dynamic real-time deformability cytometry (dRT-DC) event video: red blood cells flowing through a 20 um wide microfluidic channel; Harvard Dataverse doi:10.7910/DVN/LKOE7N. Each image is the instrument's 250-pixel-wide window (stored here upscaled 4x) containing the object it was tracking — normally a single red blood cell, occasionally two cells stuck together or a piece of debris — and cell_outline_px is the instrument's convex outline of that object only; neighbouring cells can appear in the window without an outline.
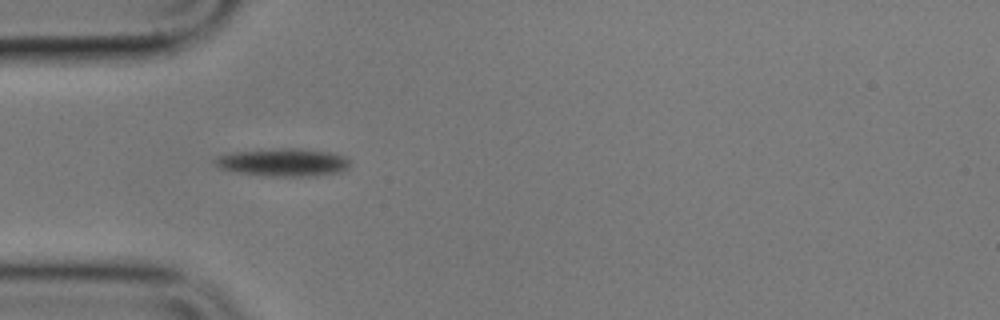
{"species": "common noctule bat (a hibernating species)", "species_latin": "Nyctalus noctula", "temperature_condition": "cold", "stored_images_in_passage": 3, "camera_frame_rate_fps": 3000, "um_per_image_px": 0.085, "animal": {"sex": "male", "body_mass_g": 17.9}, "frame": {"image": 1, "passage_image": 1, "time_ms": 0.0, "image_size_px": [1000, 320], "cell_outline_px": [[352, 160], [348, 168], [340, 172], [312, 176], [264, 176], [240, 172], [220, 168], [212, 160], [220, 156], [232, 152], [260, 148], [304, 148], [328, 152], [348, 156]], "centroid_in_image_um": [24.13, 13.78], "position_along_channel_um": 60.9, "area_um2": 22.31}}
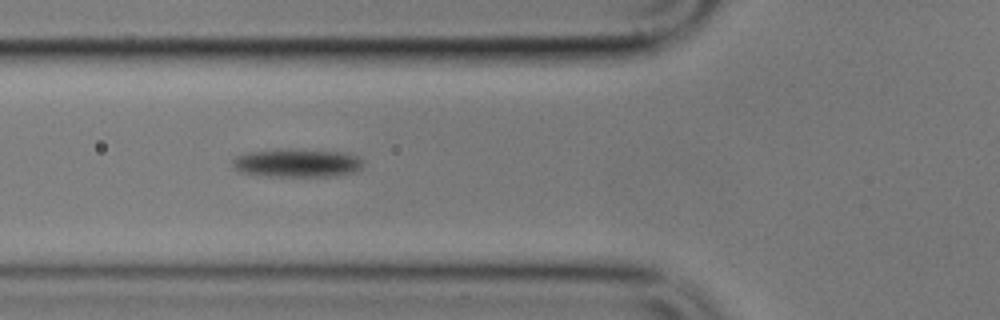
{"frame": {"image": 2, "passage_image": 2, "time_ms": 1.333, "image_size_px": [1000, 320], "cell_outline_px": [[364, 164], [356, 172], [336, 176], [268, 176], [240, 172], [232, 164], [232, 160], [236, 156], [248, 152], [288, 148], [292, 148], [348, 152], [364, 160]], "centroid_in_image_um": [25.31, 13.84], "position_along_channel_um": 100.5, "area_um2": 21.96}}
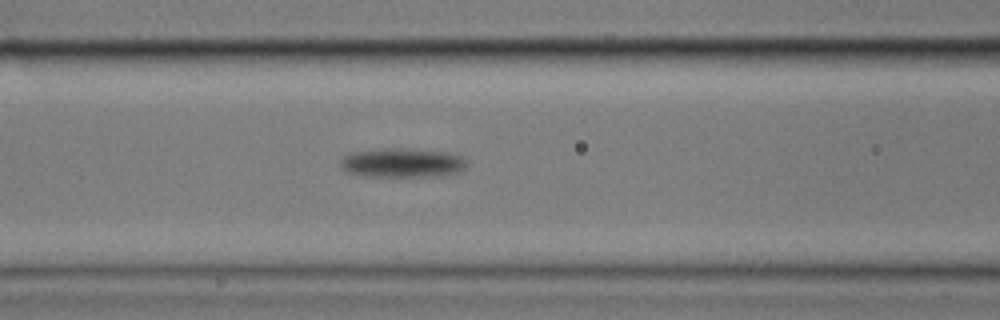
{"frame": {"image": 3, "passage_image": 3, "time_ms": 2.333, "image_size_px": [1000, 320], "cell_outline_px": [[464, 168], [460, 172], [428, 176], [360, 176], [348, 172], [340, 168], [340, 160], [348, 152], [384, 148], [400, 148], [444, 152], [460, 156], [464, 160]], "centroid_in_image_um": [34.07, 13.83], "position_along_channel_um": 132.5, "area_um2": 21.33}}